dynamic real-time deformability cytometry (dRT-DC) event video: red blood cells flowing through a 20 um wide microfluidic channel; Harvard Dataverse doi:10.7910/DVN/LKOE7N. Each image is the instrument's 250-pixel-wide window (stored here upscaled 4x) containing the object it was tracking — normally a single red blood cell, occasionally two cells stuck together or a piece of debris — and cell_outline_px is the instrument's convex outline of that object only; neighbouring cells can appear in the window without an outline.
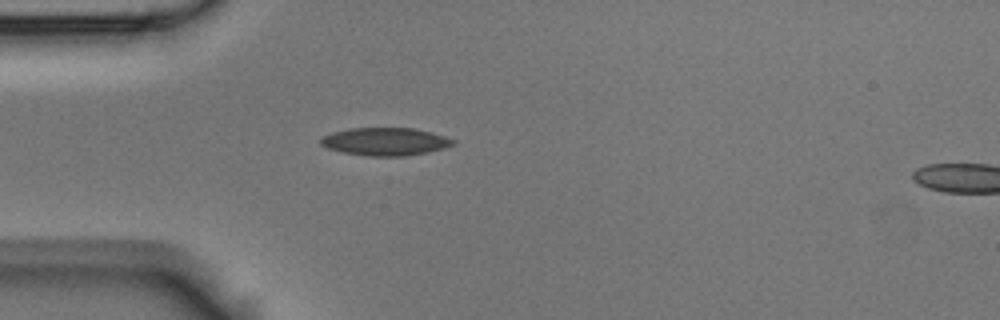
{"species": "Egyptian fruit bat (a non-hibernating species)", "species_latin": "Rousettus aegyptiacus", "temperature_condition": "room temperature", "stored_images_in_passage": 2, "segment_of_instrument_passage": [1, 2], "camera_frame_rate_fps": 3000, "um_per_image_px": 0.085, "animal": {"sex": "male"}, "frame": {"image": 1, "passage_image": 1, "time_ms": 0.0, "image_size_px": [1000, 320], "cell_outline_px": [[456, 144], [444, 148], [428, 152], [404, 156], [368, 156], [344, 152], [328, 148], [320, 144], [320, 140], [324, 136], [332, 132], [348, 128], [412, 128], [432, 132], [456, 140]], "centroid_in_image_um": [32.77, 12.03], "position_along_channel_um": 52.2, "area_um2": 21.44}}